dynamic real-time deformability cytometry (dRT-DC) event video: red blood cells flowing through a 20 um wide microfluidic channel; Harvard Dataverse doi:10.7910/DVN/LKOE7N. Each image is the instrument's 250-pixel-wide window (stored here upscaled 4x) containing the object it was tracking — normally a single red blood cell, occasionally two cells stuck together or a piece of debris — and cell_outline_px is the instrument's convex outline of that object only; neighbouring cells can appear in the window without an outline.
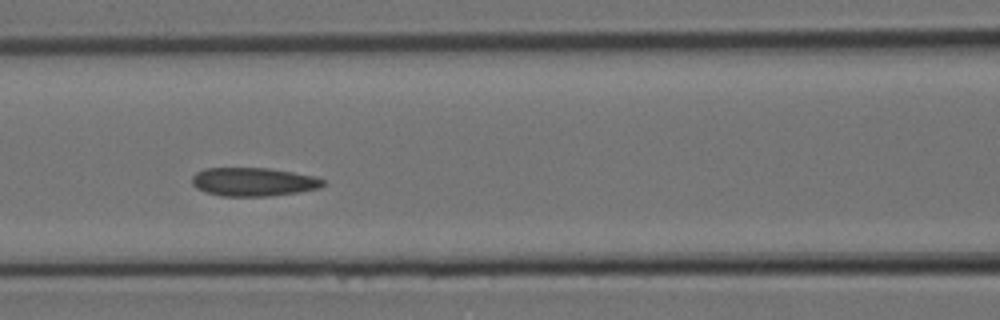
{"species": "Egyptian fruit bat (a non-hibernating species)", "species_latin": "Rousettus aegyptiacus", "temperature_condition": "room temperature", "stored_images_in_passage": 10, "camera_frame_rate_fps": 3000, "um_per_image_px": 0.085, "animal": {"sex": "female"}, "frame": {"image": 1, "passage_image": 9, "time_ms": 2.667, "image_size_px": [1000, 320], "cell_outline_px": [[324, 184], [320, 188], [300, 192], [268, 196], [224, 196], [208, 192], [196, 188], [192, 184], [192, 176], [196, 172], [204, 168], [268, 168], [292, 172], [312, 176], [324, 180]], "centroid_in_image_um": [21.53, 15.45], "position_along_channel_um": 145.1, "area_um2": 21.68}}
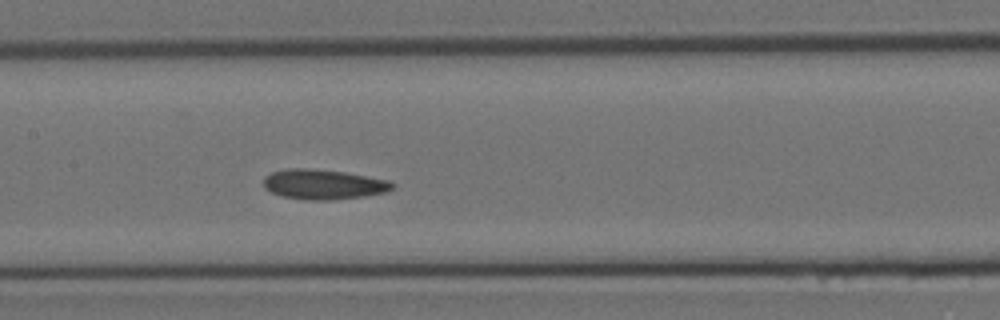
{"frame": {"image": 2, "passage_image": 10, "time_ms": 3.0, "image_size_px": [1000, 320], "cell_outline_px": [[396, 184], [388, 192], [364, 196], [328, 200], [304, 200], [284, 196], [272, 192], [264, 188], [264, 176], [272, 172], [288, 168], [308, 168], [344, 172], [388, 180]], "centroid_in_image_um": [27.49, 15.67], "position_along_channel_um": 179.9, "area_um2": 22.43}}